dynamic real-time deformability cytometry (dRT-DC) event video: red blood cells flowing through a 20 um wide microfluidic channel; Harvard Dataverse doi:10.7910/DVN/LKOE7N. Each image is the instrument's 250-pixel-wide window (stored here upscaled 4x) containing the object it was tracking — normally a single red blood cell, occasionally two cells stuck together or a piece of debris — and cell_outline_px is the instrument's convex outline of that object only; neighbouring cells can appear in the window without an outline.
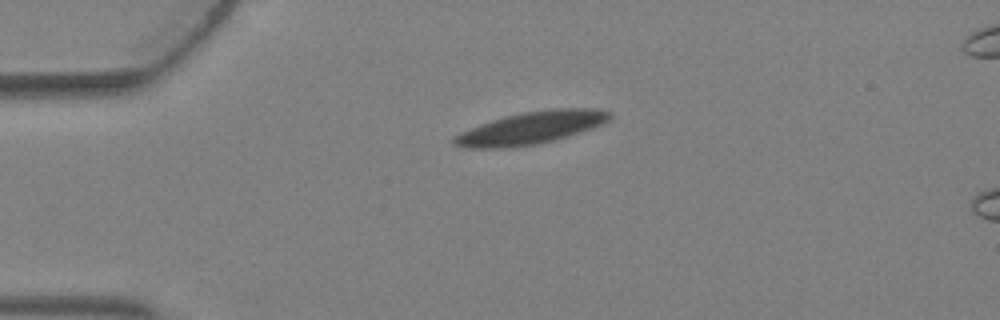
{"species": "Egyptian fruit bat (a non-hibernating species)", "species_latin": "Rousettus aegyptiacus", "temperature_condition": "warm", "stored_images_in_passage": 4, "camera_frame_rate_fps": 3000, "um_per_image_px": 0.085, "animal": {"sex": "female"}, "frame": {"image": 1, "passage_image": 4, "time_ms": 1.0, "image_size_px": [1000, 320], "cell_outline_px": [[612, 116], [604, 124], [568, 136], [536, 144], [504, 148], [472, 148], [452, 144], [452, 140], [460, 132], [480, 124], [492, 120], [524, 112], [552, 108], [596, 108], [612, 112]], "centroid_in_image_um": [45.19, 10.86], "position_along_channel_um": 39.8, "area_um2": 29.13}}